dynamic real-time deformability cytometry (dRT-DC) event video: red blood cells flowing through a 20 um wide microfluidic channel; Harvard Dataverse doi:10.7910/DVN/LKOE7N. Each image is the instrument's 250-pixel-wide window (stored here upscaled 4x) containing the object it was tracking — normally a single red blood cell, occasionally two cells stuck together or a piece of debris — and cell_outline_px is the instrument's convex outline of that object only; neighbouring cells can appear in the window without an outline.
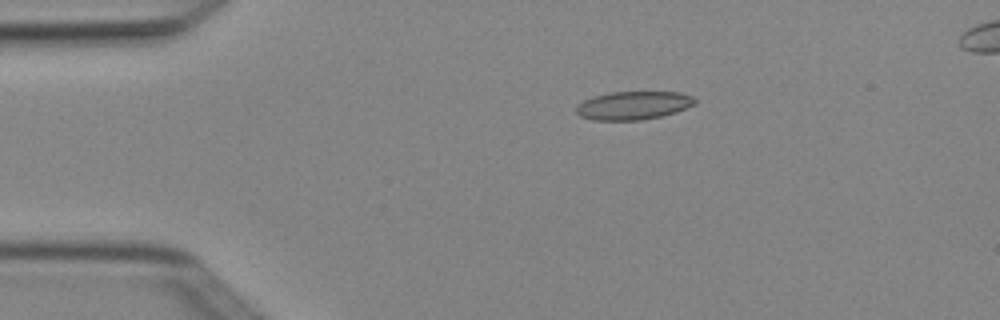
{"species": "Egyptian fruit bat (a non-hibernating species)", "species_latin": "Rousettus aegyptiacus", "temperature_condition": "cold", "stored_images_in_passage": 5, "camera_frame_rate_fps": 3000, "um_per_image_px": 0.085, "animal": {"sex": "female"}, "frame": {"image": 1, "passage_image": 3, "time_ms": 0.667, "image_size_px": [1000, 320], "cell_outline_px": [[696, 100], [692, 104], [676, 112], [660, 116], [640, 120], [592, 120], [580, 116], [576, 112], [576, 104], [592, 96], [612, 92], [680, 92], [692, 96]], "centroid_in_image_um": [53.77, 8.96], "position_along_channel_um": 31.2, "area_um2": 19.48}}